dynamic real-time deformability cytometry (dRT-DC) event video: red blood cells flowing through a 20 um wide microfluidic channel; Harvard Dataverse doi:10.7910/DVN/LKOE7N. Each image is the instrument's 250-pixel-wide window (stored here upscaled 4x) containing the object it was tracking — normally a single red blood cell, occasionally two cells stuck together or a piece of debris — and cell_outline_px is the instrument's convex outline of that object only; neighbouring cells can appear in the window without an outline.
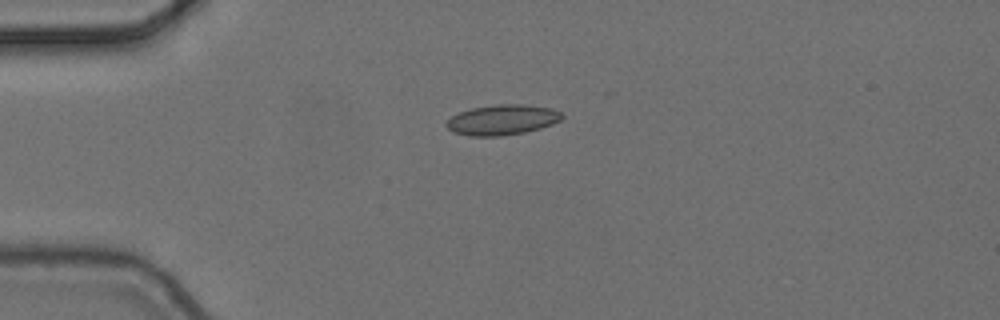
{"species": "common noctule bat (a hibernating species)", "species_latin": "Nyctalus noctula", "temperature_condition": "cold", "stored_images_in_passage": 5, "camera_frame_rate_fps": 3000, "um_per_image_px": 0.085, "animal": {"sex": "female", "body_mass_g": 24.6, "forearm_length_mm": 56.2}, "frame": {"image": 1, "passage_image": 1, "time_ms": 0.0, "image_size_px": [1000, 320], "cell_outline_px": [[564, 116], [560, 120], [552, 124], [540, 128], [524, 132], [500, 136], [468, 136], [452, 132], [448, 128], [448, 120], [452, 116], [460, 112], [472, 108], [496, 104], [520, 104], [552, 108], [560, 112]], "centroid_in_image_um": [42.7, 10.18], "position_along_channel_um": 42.3, "area_um2": 20.23}}
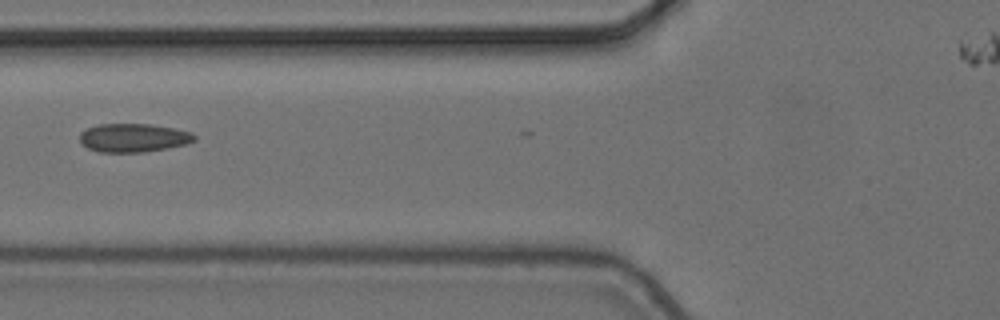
{"frame": {"image": 2, "passage_image": 3, "time_ms": 0.667, "image_size_px": [1000, 320], "cell_outline_px": [[196, 140], [184, 144], [168, 148], [144, 152], [100, 152], [88, 148], [80, 144], [80, 132], [88, 128], [100, 124], [148, 124], [172, 128], [192, 132], [196, 136]], "centroid_in_image_um": [11.32, 11.72], "position_along_channel_um": 114.5, "area_um2": 19.02}}